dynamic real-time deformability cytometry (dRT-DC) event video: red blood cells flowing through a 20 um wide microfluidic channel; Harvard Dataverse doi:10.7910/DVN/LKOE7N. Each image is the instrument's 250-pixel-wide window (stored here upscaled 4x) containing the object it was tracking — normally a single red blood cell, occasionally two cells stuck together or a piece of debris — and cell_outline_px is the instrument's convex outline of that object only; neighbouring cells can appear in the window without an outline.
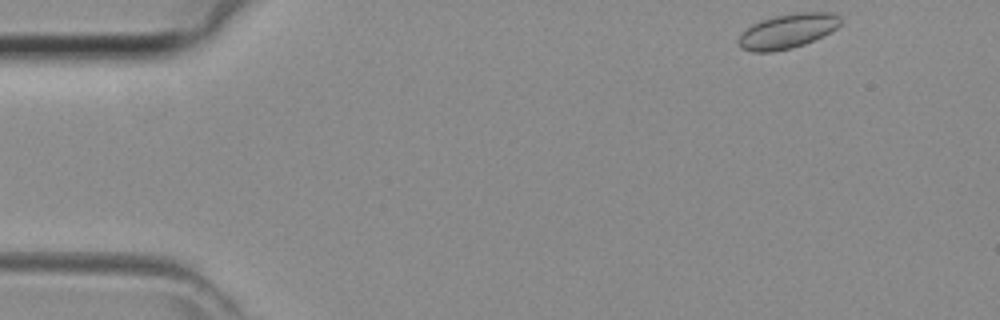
{"species": "common noctule bat (a hibernating species)", "species_latin": "Nyctalus noctula", "temperature_condition": "room temperature", "stored_images_in_passage": 9, "camera_frame_rate_fps": 3000, "um_per_image_px": 0.085, "animal": {"sex": "female", "body_mass_g": 29.2, "forearm_length_mm": 56.3}, "frame": {"image": 1, "passage_image": 1, "time_ms": 0.0, "image_size_px": [1000, 320], "cell_outline_px": [[840, 24], [836, 28], [804, 44], [792, 48], [772, 52], [752, 52], [740, 48], [736, 40], [740, 32], [752, 24], [760, 20], [772, 16], [796, 12], [836, 12], [840, 16]], "centroid_in_image_um": [66.87, 2.63], "position_along_channel_um": 18.1, "area_um2": 20.81}}